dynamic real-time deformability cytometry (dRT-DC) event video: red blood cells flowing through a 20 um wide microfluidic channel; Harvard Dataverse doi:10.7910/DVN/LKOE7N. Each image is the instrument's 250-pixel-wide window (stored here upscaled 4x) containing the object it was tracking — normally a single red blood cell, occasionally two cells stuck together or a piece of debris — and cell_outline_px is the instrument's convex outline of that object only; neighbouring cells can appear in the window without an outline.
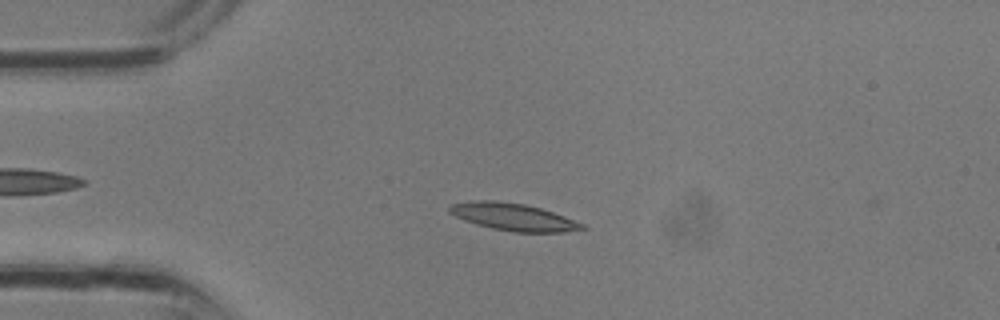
{"species": "common noctule bat (a hibernating species)", "species_latin": "Nyctalus noctula", "temperature_condition": "room temperature", "stored_images_in_passage": 20, "camera_frame_rate_fps": 3000, "um_per_image_px": 0.085, "animal": {"sex": "male", "body_mass_g": 13.3}, "frame": {"image": 1, "passage_image": 7, "time_ms": 2.0, "image_size_px": [1000, 320], "cell_outline_px": [[588, 228], [564, 232], [512, 232], [492, 228], [476, 224], [464, 220], [448, 212], [448, 208], [452, 204], [472, 200], [496, 200], [524, 204], [540, 208], [564, 216], [584, 224]], "centroid_in_image_um": [43.62, 18.44], "position_along_channel_um": 41.4, "area_um2": 21.04}}
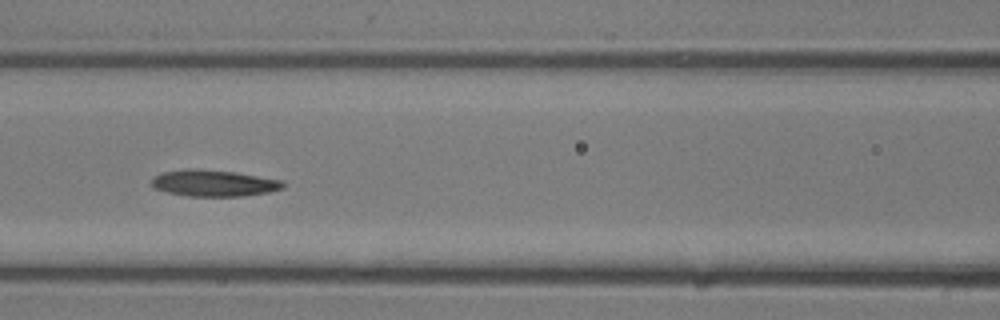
{"frame": {"image": 2, "passage_image": 13, "time_ms": 4.0, "image_size_px": [1000, 320], "cell_outline_px": [[284, 188], [268, 192], [244, 196], [188, 196], [168, 192], [152, 188], [152, 176], [164, 172], [232, 172], [280, 180], [284, 184]], "centroid_in_image_um": [18.2, 15.63], "position_along_channel_um": 148.4, "area_um2": 19.02}}
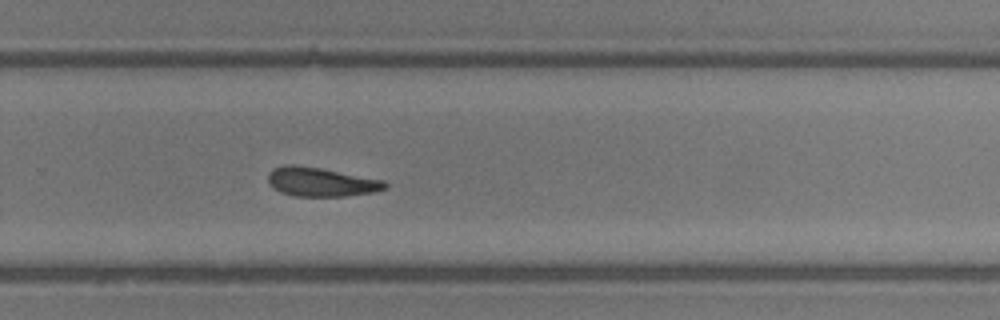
{"frame": {"image": 3, "passage_image": 20, "time_ms": 6.333, "image_size_px": [1000, 320], "cell_outline_px": [[388, 188], [372, 192], [344, 196], [292, 196], [280, 192], [268, 180], [268, 172], [284, 164], [292, 164], [320, 168], [384, 180], [388, 184]], "centroid_in_image_um": [27.3, 15.46], "position_along_channel_um": 302.5, "area_um2": 19.59}}